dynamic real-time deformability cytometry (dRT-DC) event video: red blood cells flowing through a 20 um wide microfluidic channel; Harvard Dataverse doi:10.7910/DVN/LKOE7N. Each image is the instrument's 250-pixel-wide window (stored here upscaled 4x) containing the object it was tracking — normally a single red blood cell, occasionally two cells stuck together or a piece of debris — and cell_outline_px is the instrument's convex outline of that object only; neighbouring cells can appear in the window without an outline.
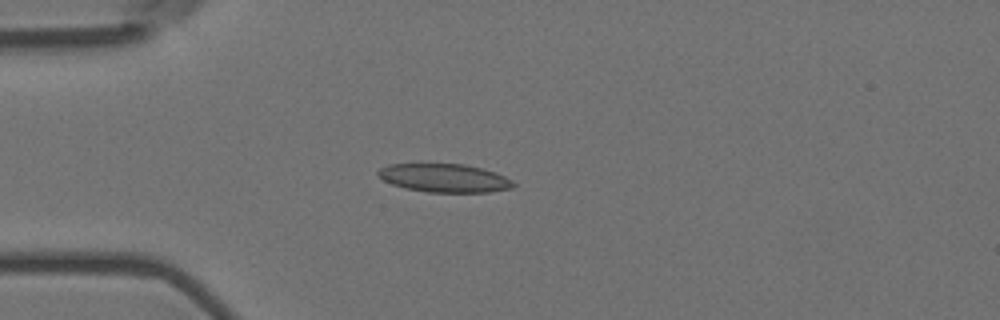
{"species": "Egyptian fruit bat (a non-hibernating species)", "species_latin": "Rousettus aegyptiacus", "temperature_condition": "room temperature", "stored_images_in_passage": 5, "camera_frame_rate_fps": 3000, "um_per_image_px": 0.085, "animal": {"sex": "female"}, "frame": {"image": 1, "passage_image": 5, "time_ms": 1.333, "image_size_px": [1000, 320], "cell_outline_px": [[516, 184], [512, 188], [488, 192], [428, 192], [404, 188], [392, 184], [384, 180], [376, 172], [380, 168], [388, 164], [464, 164], [496, 172], [512, 180]], "centroid_in_image_um": [37.78, 15.13], "position_along_channel_um": 47.2, "area_um2": 22.31}}